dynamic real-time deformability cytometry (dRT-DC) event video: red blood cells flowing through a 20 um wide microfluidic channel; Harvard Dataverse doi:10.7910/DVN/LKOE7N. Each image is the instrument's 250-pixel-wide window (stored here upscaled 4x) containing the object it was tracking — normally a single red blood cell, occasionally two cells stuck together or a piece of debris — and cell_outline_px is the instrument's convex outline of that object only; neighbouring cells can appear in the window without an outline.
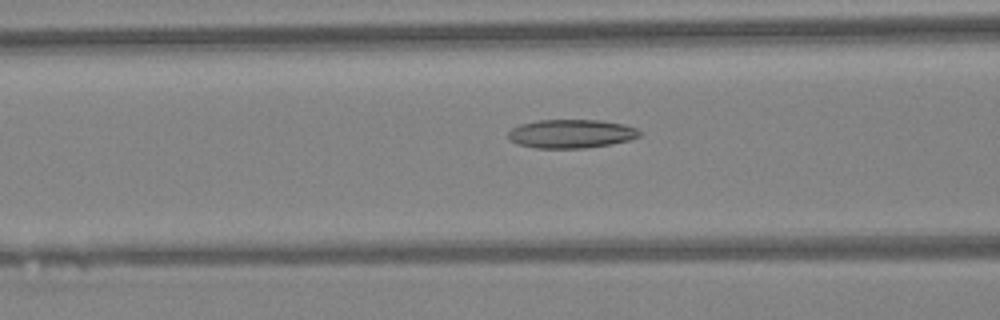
{"species": "Egyptian fruit bat (a non-hibernating species)", "species_latin": "Rousettus aegyptiacus", "temperature_condition": "warm", "stored_images_in_passage": 26, "camera_frame_rate_fps": 3000, "um_per_image_px": 0.085, "animal": {"sex": "female"}, "frame": {"image": 1, "passage_image": 6, "time_ms": 1.667, "image_size_px": [1000, 320], "cell_outline_px": [[640, 136], [628, 140], [608, 144], [584, 148], [536, 148], [520, 144], [512, 140], [508, 136], [508, 132], [512, 128], [520, 124], [536, 120], [600, 120], [624, 124], [636, 128], [640, 132]], "centroid_in_image_um": [48.54, 11.36], "position_along_channel_um": 118.1, "area_um2": 21.73}}
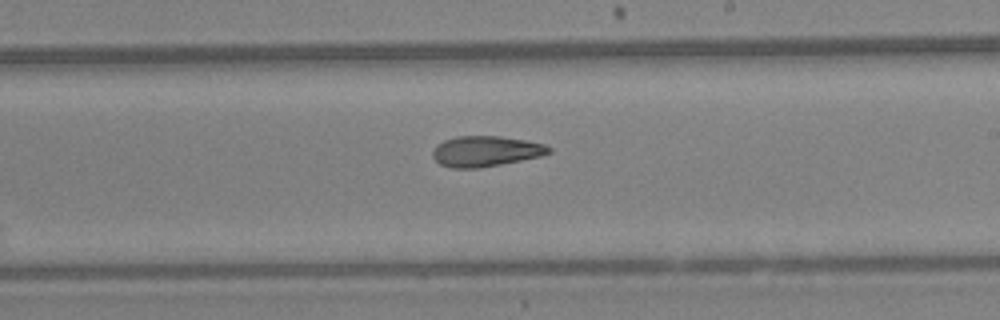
{"frame": {"image": 2, "passage_image": 15, "time_ms": 4.667, "image_size_px": [1000, 320], "cell_outline_px": [[552, 152], [540, 156], [480, 168], [452, 168], [440, 164], [432, 156], [432, 152], [444, 140], [456, 136], [500, 136], [524, 140], [544, 144], [552, 148]], "centroid_in_image_um": [41.29, 12.85], "position_along_channel_um": 247.7, "area_um2": 20.46}}
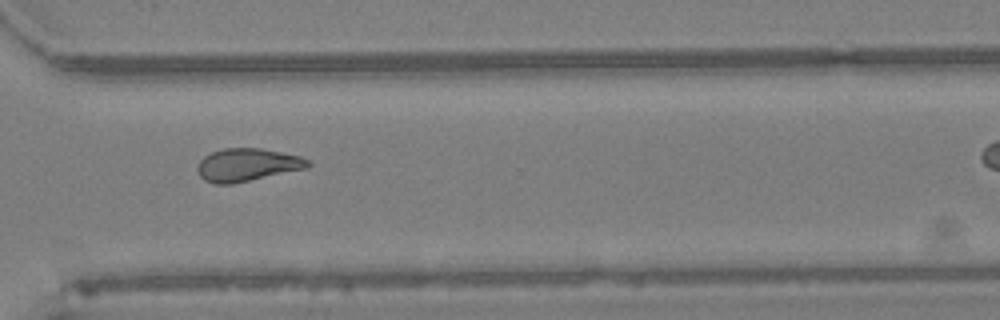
{"frame": {"image": 3, "passage_image": 22, "time_ms": 7.0, "image_size_px": [1000, 320], "cell_outline_px": [[312, 164], [308, 168], [232, 184], [216, 184], [204, 180], [200, 176], [196, 168], [200, 160], [204, 156], [212, 152], [224, 148], [260, 148], [300, 156], [308, 160]], "centroid_in_image_um": [21.01, 14.01], "position_along_channel_um": 349.6, "area_um2": 21.15}}